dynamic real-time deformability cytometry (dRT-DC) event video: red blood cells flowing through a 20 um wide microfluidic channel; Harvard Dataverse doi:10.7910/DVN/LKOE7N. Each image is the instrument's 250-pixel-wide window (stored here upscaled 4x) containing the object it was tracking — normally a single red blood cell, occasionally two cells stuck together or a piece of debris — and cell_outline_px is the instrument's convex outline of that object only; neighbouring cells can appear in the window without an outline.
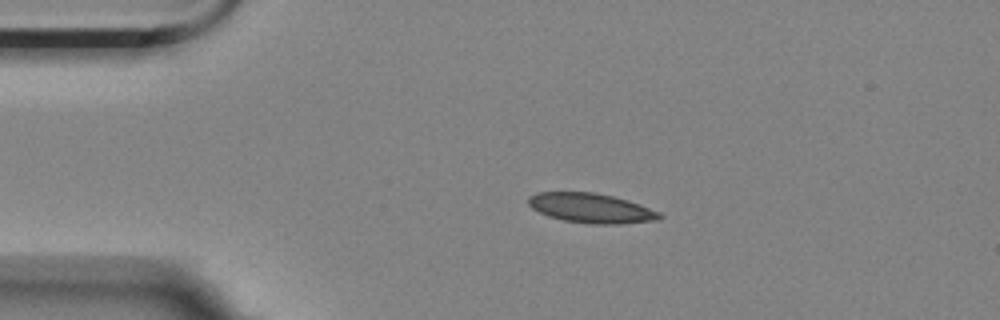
{"species": "Egyptian fruit bat (a non-hibernating species)", "species_latin": "Rousettus aegyptiacus", "temperature_condition": "room temperature", "stored_images_in_passage": 4, "camera_frame_rate_fps": 3000, "um_per_image_px": 0.085, "animal": {"sex": "female"}, "frame": {"image": 1, "passage_image": 3, "time_ms": 0.667, "image_size_px": [1000, 320], "cell_outline_px": [[664, 216], [660, 220], [620, 224], [592, 224], [564, 220], [548, 216], [532, 208], [528, 204], [528, 196], [536, 192], [596, 192], [628, 200], [640, 204], [660, 212]], "centroid_in_image_um": [50.27, 17.69], "position_along_channel_um": 34.7, "area_um2": 22.83}}